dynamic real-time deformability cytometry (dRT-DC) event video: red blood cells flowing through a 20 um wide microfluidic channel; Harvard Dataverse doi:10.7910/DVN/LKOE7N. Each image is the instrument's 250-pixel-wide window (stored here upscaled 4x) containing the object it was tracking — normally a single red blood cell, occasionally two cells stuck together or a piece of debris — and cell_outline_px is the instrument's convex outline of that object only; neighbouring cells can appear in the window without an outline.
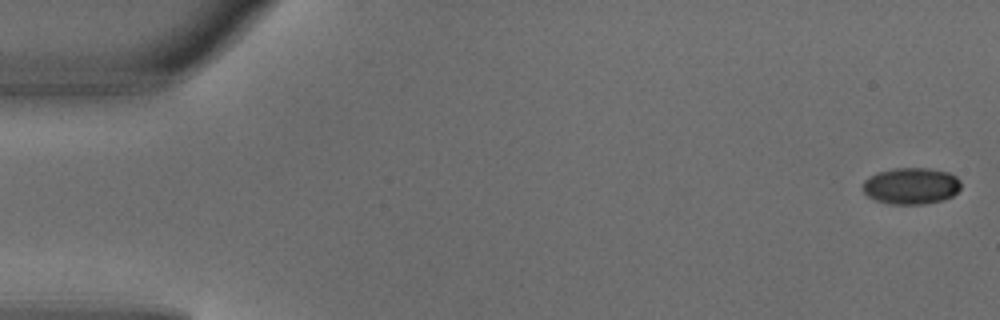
{"species": "common noctule bat (a hibernating species)", "species_latin": "Nyctalus noctula", "temperature_condition": "warm", "stored_images_in_passage": 4, "camera_frame_rate_fps": 3000, "um_per_image_px": 0.085, "animal": {"sex": "male", "body_mass_g": 18.8}, "frame": {"image": 1, "passage_image": 1, "time_ms": 0.0, "image_size_px": [1000, 320], "cell_outline_px": [[960, 188], [952, 196], [944, 200], [920, 204], [892, 204], [876, 200], [868, 196], [864, 192], [864, 180], [876, 172], [896, 168], [928, 168], [948, 172], [956, 176], [960, 180]], "centroid_in_image_um": [77.46, 15.79], "position_along_channel_um": 7.5, "area_um2": 20.81}}
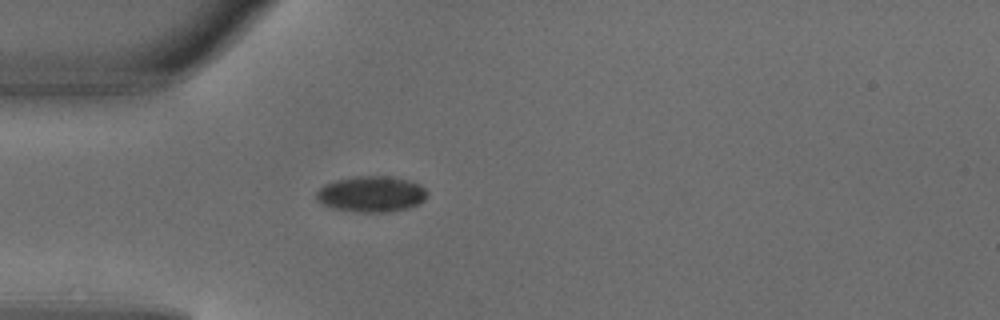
{"frame": {"image": 2, "passage_image": 4, "time_ms": 1.0, "image_size_px": [1000, 320], "cell_outline_px": [[428, 196], [420, 204], [408, 208], [388, 212], [356, 212], [332, 208], [316, 200], [316, 192], [324, 184], [336, 180], [360, 176], [388, 176], [408, 180], [420, 184], [428, 192]], "centroid_in_image_um": [31.59, 16.5], "position_along_channel_um": 53.4, "area_um2": 23.29}}